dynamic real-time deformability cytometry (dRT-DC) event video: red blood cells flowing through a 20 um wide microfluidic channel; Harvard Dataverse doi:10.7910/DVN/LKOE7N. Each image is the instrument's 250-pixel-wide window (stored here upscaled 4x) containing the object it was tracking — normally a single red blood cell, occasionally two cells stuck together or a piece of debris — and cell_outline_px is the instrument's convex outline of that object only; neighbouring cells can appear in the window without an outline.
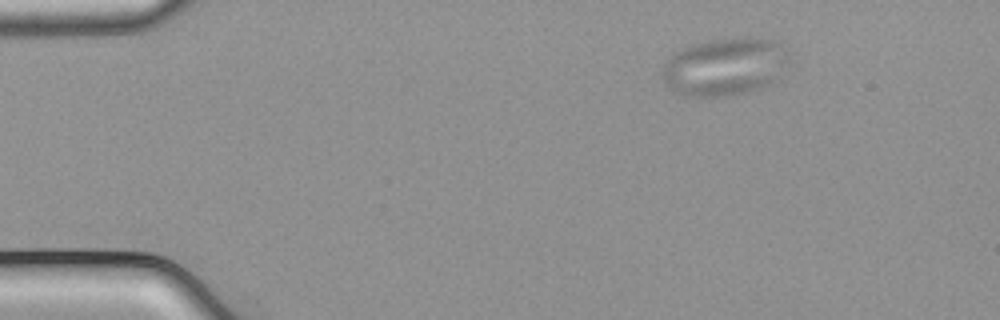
{"species": "common noctule bat (a hibernating species)", "species_latin": "Nyctalus noctula", "temperature_condition": "cold", "stored_images_in_passage": 47, "camera_frame_rate_fps": 3000, "um_per_image_px": 0.085, "animal": {"sex": "male", "body_mass_g": 21.5, "forearm_length_mm": 52.0}, "frame": {"image": 1, "passage_image": 1, "time_ms": 0.0, "image_size_px": [1000, 320], "cell_outline_px": [[792, 64], [776, 80], [760, 88], [748, 92], [728, 96], [684, 96], [668, 88], [664, 84], [664, 60], [672, 52], [688, 44], [708, 40], [776, 40], [792, 48]], "centroid_in_image_um": [61.67, 5.68], "position_along_channel_um": 23.3, "area_um2": 43.47}}
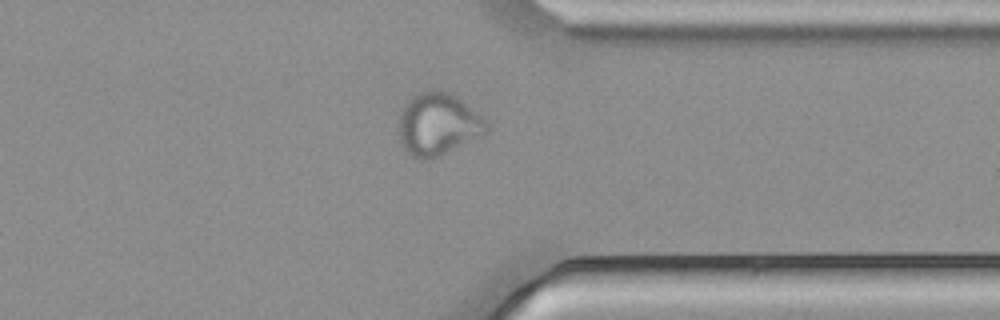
{"frame": {"image": 2, "passage_image": 35, "time_ms": 11.333, "image_size_px": [1000, 320], "cell_outline_px": [[488, 128], [484, 136], [432, 160], [420, 160], [412, 156], [404, 148], [400, 140], [396, 120], [408, 100], [412, 96], [420, 92], [432, 88], [448, 92], [456, 96], [480, 116], [488, 124]], "centroid_in_image_um": [37.2, 10.58], "position_along_channel_um": 374.2, "area_um2": 32.37}}
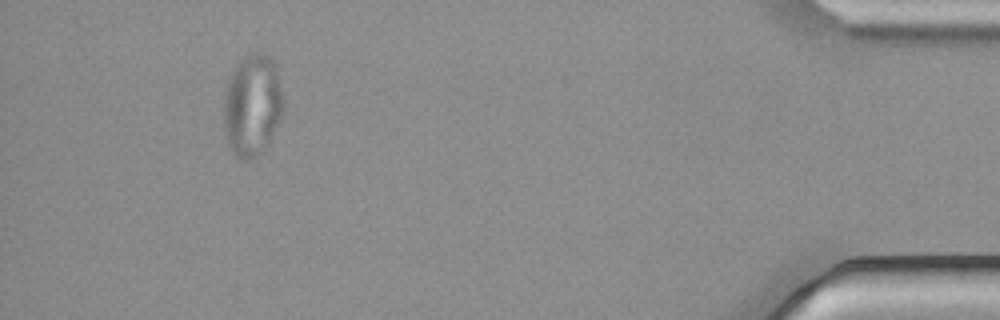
{"frame": {"image": 3, "passage_image": 43, "time_ms": 14.0, "image_size_px": [1000, 320], "cell_outline_px": [[284, 112], [268, 144], [256, 156], [248, 160], [236, 160], [228, 148], [224, 128], [224, 96], [228, 76], [236, 64], [248, 52], [260, 52], [272, 56], [276, 68], [284, 100]], "centroid_in_image_um": [21.43, 8.94], "position_along_channel_um": 413.8, "area_um2": 36.3}}